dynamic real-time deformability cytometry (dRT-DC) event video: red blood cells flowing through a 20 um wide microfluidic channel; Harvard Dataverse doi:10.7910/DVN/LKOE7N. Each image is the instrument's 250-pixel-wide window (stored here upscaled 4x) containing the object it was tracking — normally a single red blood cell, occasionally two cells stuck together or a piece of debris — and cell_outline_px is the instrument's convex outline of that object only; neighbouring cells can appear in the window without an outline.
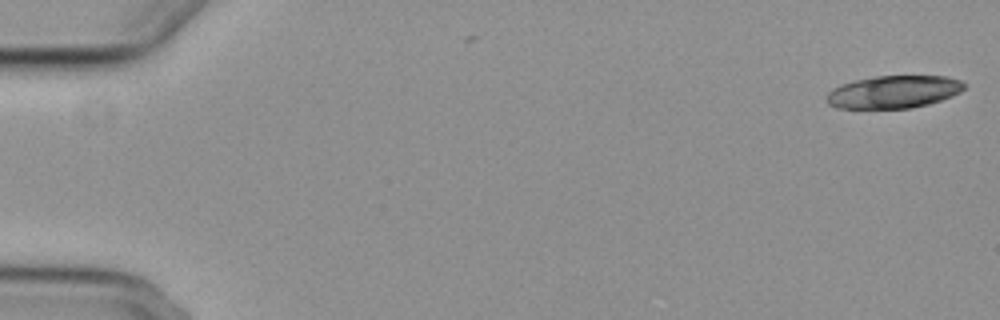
{"species": "common noctule bat (a hibernating species)", "species_latin": "Nyctalus noctula", "temperature_condition": "cold", "stored_images_in_passage": 2, "camera_frame_rate_fps": 3000, "um_per_image_px": 0.085, "animal": {"sex": "female", "body_mass_g": 29.2, "forearm_length_mm": 56.3}, "frame": {"image": 1, "passage_image": 2, "time_ms": 0.333, "image_size_px": [1000, 320], "cell_outline_px": [[964, 88], [960, 92], [952, 96], [928, 104], [912, 108], [836, 108], [828, 104], [828, 92], [832, 88], [840, 84], [856, 80], [876, 76], [944, 76], [960, 80], [964, 84]], "centroid_in_image_um": [75.95, 7.81], "position_along_channel_um": 9.1, "area_um2": 26.01}}